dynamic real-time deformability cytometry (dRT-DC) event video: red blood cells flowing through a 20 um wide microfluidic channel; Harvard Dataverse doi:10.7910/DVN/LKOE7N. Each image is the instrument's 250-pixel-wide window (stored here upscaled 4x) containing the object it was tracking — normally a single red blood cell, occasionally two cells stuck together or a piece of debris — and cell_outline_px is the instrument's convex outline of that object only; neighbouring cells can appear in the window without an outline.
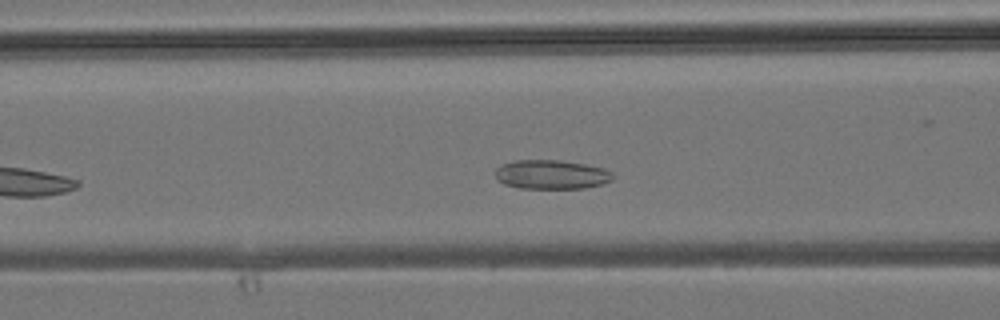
{"species": "common noctule bat (a hibernating species)", "species_latin": "Nyctalus noctula", "temperature_condition": "room temperature", "stored_images_in_passage": 24, "camera_frame_rate_fps": 3000, "um_per_image_px": 0.085, "animal": {"sex": "male", "body_mass_g": 19.2, "forearm_length_mm": 51.8}, "frame": {"image": 1, "passage_image": 9, "time_ms": 2.667, "image_size_px": [1000, 320], "cell_outline_px": [[616, 176], [612, 180], [600, 184], [584, 188], [520, 188], [504, 184], [496, 180], [496, 168], [500, 164], [516, 160], [560, 160], [584, 164], [604, 168], [612, 172]], "centroid_in_image_um": [46.86, 14.83], "position_along_channel_um": 119.7, "area_um2": 20.06}}
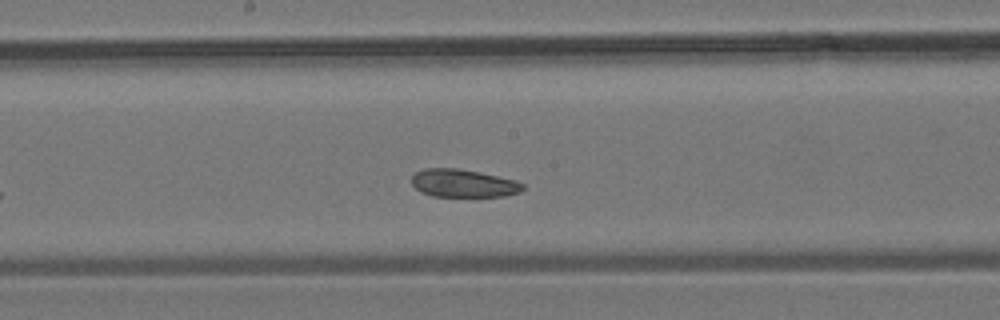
{"frame": {"image": 2, "passage_image": 15, "time_ms": 4.667, "image_size_px": [1000, 320], "cell_outline_px": [[524, 188], [520, 192], [504, 196], [432, 196], [420, 192], [412, 184], [412, 176], [416, 172], [424, 168], [456, 168], [480, 172], [516, 180], [524, 184]], "centroid_in_image_um": [39.38, 15.57], "position_along_channel_um": 208.8, "area_um2": 18.09}}
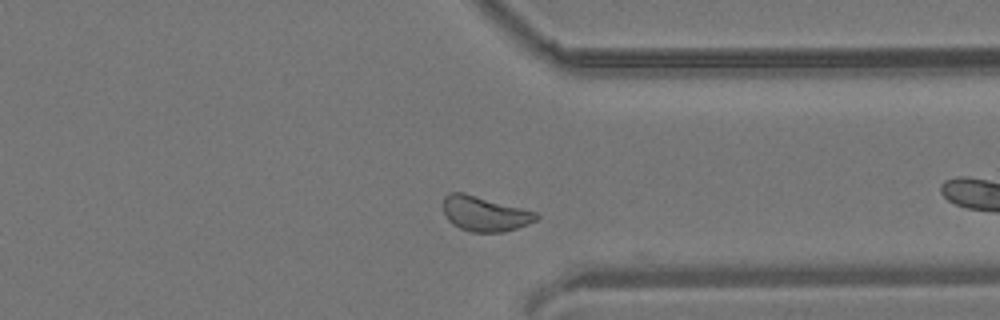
{"frame": {"image": 3, "passage_image": 23, "time_ms": 7.333, "image_size_px": [1000, 320], "cell_outline_px": [[540, 216], [536, 220], [528, 224], [504, 232], [472, 232], [460, 228], [452, 224], [448, 220], [444, 212], [444, 196], [448, 192], [464, 192], [536, 212]], "centroid_in_image_um": [41.19, 18.16], "position_along_channel_um": 370.2, "area_um2": 18.9}}